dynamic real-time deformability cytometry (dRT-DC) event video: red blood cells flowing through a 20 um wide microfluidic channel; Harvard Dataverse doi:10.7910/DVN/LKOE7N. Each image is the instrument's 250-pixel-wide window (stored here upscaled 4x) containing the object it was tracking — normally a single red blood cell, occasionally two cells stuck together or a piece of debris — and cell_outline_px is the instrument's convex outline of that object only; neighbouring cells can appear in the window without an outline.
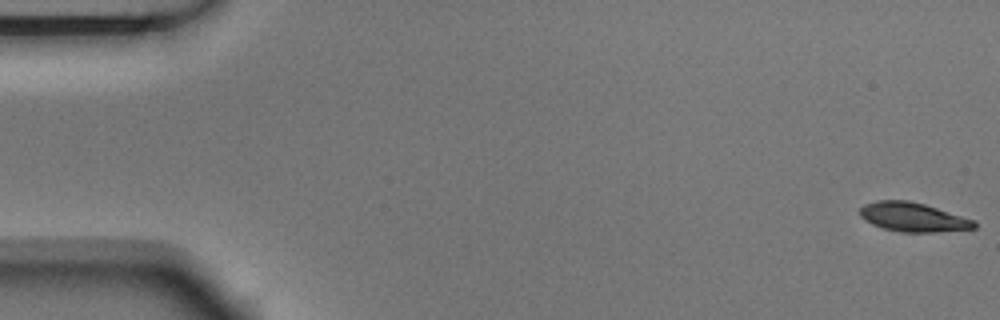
{"species": "Egyptian fruit bat (a non-hibernating species)", "species_latin": "Rousettus aegyptiacus", "temperature_condition": "room temperature", "stored_images_in_passage": 9, "camera_frame_rate_fps": 3000, "um_per_image_px": 0.085, "animal": {"sex": "male"}, "frame": {"image": 1, "passage_image": 1, "time_ms": 0.0, "image_size_px": [1000, 320], "cell_outline_px": [[976, 228], [936, 232], [904, 232], [884, 228], [872, 224], [864, 220], [860, 216], [860, 208], [864, 204], [876, 200], [908, 200], [924, 204], [976, 220]], "centroid_in_image_um": [77.6, 18.45], "position_along_channel_um": 7.4, "area_um2": 19.36}}
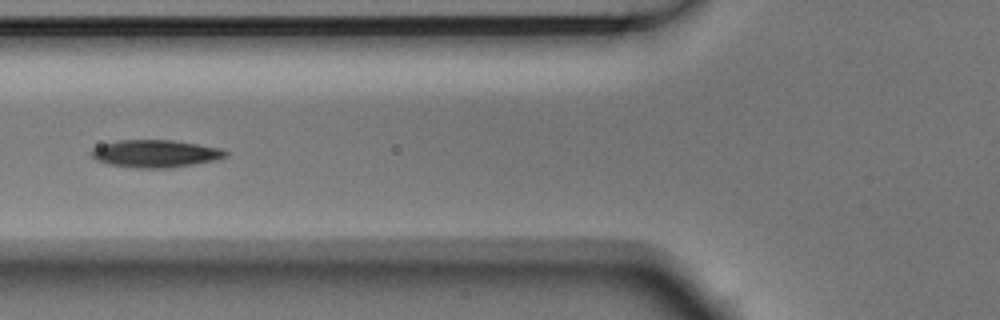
{"frame": {"image": 2, "passage_image": 6, "time_ms": 1.667, "image_size_px": [1000, 320], "cell_outline_px": [[228, 156], [216, 160], [168, 168], [136, 168], [108, 164], [96, 160], [88, 152], [92, 148], [104, 144], [120, 140], [172, 140], [224, 148], [228, 152]], "centroid_in_image_um": [13.22, 13.06], "position_along_channel_um": 112.6, "area_um2": 21.62}}
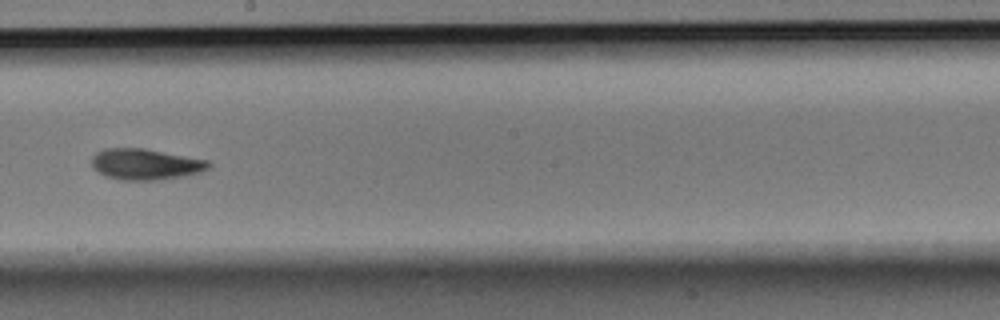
{"frame": {"image": 3, "passage_image": 9, "time_ms": 2.667, "image_size_px": [1000, 320], "cell_outline_px": [[212, 164], [208, 168], [200, 172], [184, 176], [160, 180], [120, 180], [104, 176], [92, 168], [92, 156], [96, 152], [104, 148], [144, 148], [208, 160]], "centroid_in_image_um": [12.34, 13.96], "position_along_channel_um": 235.9, "area_um2": 21.33}}